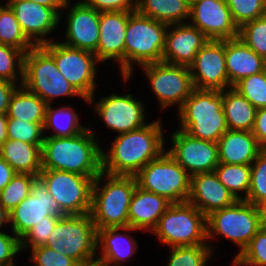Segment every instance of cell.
Masks as SVG:
<instances>
[{
    "label": "cell",
    "mask_w": 266,
    "mask_h": 266,
    "mask_svg": "<svg viewBox=\"0 0 266 266\" xmlns=\"http://www.w3.org/2000/svg\"><path fill=\"white\" fill-rule=\"evenodd\" d=\"M163 131L159 118L136 130L116 135L108 150L102 147V171L111 175L135 176L166 150Z\"/></svg>",
    "instance_id": "cell-1"
},
{
    "label": "cell",
    "mask_w": 266,
    "mask_h": 266,
    "mask_svg": "<svg viewBox=\"0 0 266 266\" xmlns=\"http://www.w3.org/2000/svg\"><path fill=\"white\" fill-rule=\"evenodd\" d=\"M88 126L71 137H44L42 169L67 171L96 178L102 172V146Z\"/></svg>",
    "instance_id": "cell-2"
},
{
    "label": "cell",
    "mask_w": 266,
    "mask_h": 266,
    "mask_svg": "<svg viewBox=\"0 0 266 266\" xmlns=\"http://www.w3.org/2000/svg\"><path fill=\"white\" fill-rule=\"evenodd\" d=\"M136 186L135 176L111 175L102 171L96 177L90 210L96 230L128 226V209Z\"/></svg>",
    "instance_id": "cell-3"
},
{
    "label": "cell",
    "mask_w": 266,
    "mask_h": 266,
    "mask_svg": "<svg viewBox=\"0 0 266 266\" xmlns=\"http://www.w3.org/2000/svg\"><path fill=\"white\" fill-rule=\"evenodd\" d=\"M168 26L137 11L129 16L124 45V77H121L126 83L132 78L135 66L162 61Z\"/></svg>",
    "instance_id": "cell-4"
},
{
    "label": "cell",
    "mask_w": 266,
    "mask_h": 266,
    "mask_svg": "<svg viewBox=\"0 0 266 266\" xmlns=\"http://www.w3.org/2000/svg\"><path fill=\"white\" fill-rule=\"evenodd\" d=\"M177 113L178 128L195 138L217 143L228 130L223 91L194 89Z\"/></svg>",
    "instance_id": "cell-5"
},
{
    "label": "cell",
    "mask_w": 266,
    "mask_h": 266,
    "mask_svg": "<svg viewBox=\"0 0 266 266\" xmlns=\"http://www.w3.org/2000/svg\"><path fill=\"white\" fill-rule=\"evenodd\" d=\"M22 86L43 99L47 105L56 98H75L88 102L57 69L54 58L42 47L34 46L24 55Z\"/></svg>",
    "instance_id": "cell-6"
},
{
    "label": "cell",
    "mask_w": 266,
    "mask_h": 266,
    "mask_svg": "<svg viewBox=\"0 0 266 266\" xmlns=\"http://www.w3.org/2000/svg\"><path fill=\"white\" fill-rule=\"evenodd\" d=\"M206 223L207 243L212 251L215 248L210 241L220 236L238 247L239 251L233 259L263 226L258 206L246 200H237L230 206L211 212L206 216Z\"/></svg>",
    "instance_id": "cell-7"
},
{
    "label": "cell",
    "mask_w": 266,
    "mask_h": 266,
    "mask_svg": "<svg viewBox=\"0 0 266 266\" xmlns=\"http://www.w3.org/2000/svg\"><path fill=\"white\" fill-rule=\"evenodd\" d=\"M45 246L79 265L97 261V230L90 213L61 216Z\"/></svg>",
    "instance_id": "cell-8"
},
{
    "label": "cell",
    "mask_w": 266,
    "mask_h": 266,
    "mask_svg": "<svg viewBox=\"0 0 266 266\" xmlns=\"http://www.w3.org/2000/svg\"><path fill=\"white\" fill-rule=\"evenodd\" d=\"M151 233L170 248L209 245L206 216L187 201L172 203Z\"/></svg>",
    "instance_id": "cell-9"
},
{
    "label": "cell",
    "mask_w": 266,
    "mask_h": 266,
    "mask_svg": "<svg viewBox=\"0 0 266 266\" xmlns=\"http://www.w3.org/2000/svg\"><path fill=\"white\" fill-rule=\"evenodd\" d=\"M144 190L166 197L172 203L186 202L190 192V175L165 150L135 175Z\"/></svg>",
    "instance_id": "cell-10"
},
{
    "label": "cell",
    "mask_w": 266,
    "mask_h": 266,
    "mask_svg": "<svg viewBox=\"0 0 266 266\" xmlns=\"http://www.w3.org/2000/svg\"><path fill=\"white\" fill-rule=\"evenodd\" d=\"M53 58L57 69L86 98L95 96L99 70L96 55L90 51L67 46L59 41L41 45Z\"/></svg>",
    "instance_id": "cell-11"
},
{
    "label": "cell",
    "mask_w": 266,
    "mask_h": 266,
    "mask_svg": "<svg viewBox=\"0 0 266 266\" xmlns=\"http://www.w3.org/2000/svg\"><path fill=\"white\" fill-rule=\"evenodd\" d=\"M140 67L148 78L153 96L163 110L174 105L179 110L195 89L187 66L160 61Z\"/></svg>",
    "instance_id": "cell-12"
},
{
    "label": "cell",
    "mask_w": 266,
    "mask_h": 266,
    "mask_svg": "<svg viewBox=\"0 0 266 266\" xmlns=\"http://www.w3.org/2000/svg\"><path fill=\"white\" fill-rule=\"evenodd\" d=\"M39 177L66 215L90 213L92 187L96 178L53 169H42Z\"/></svg>",
    "instance_id": "cell-13"
},
{
    "label": "cell",
    "mask_w": 266,
    "mask_h": 266,
    "mask_svg": "<svg viewBox=\"0 0 266 266\" xmlns=\"http://www.w3.org/2000/svg\"><path fill=\"white\" fill-rule=\"evenodd\" d=\"M93 99L95 100V96L88 98V105H94L97 118L99 117L101 122L104 121L106 128L115 131L117 135L148 124L145 104L139 98H134L132 93L118 95L114 92L98 98V101Z\"/></svg>",
    "instance_id": "cell-14"
},
{
    "label": "cell",
    "mask_w": 266,
    "mask_h": 266,
    "mask_svg": "<svg viewBox=\"0 0 266 266\" xmlns=\"http://www.w3.org/2000/svg\"><path fill=\"white\" fill-rule=\"evenodd\" d=\"M49 215L65 216L59 204L53 199L44 181L38 176L31 185V193L9 212V229L21 239L35 225Z\"/></svg>",
    "instance_id": "cell-15"
},
{
    "label": "cell",
    "mask_w": 266,
    "mask_h": 266,
    "mask_svg": "<svg viewBox=\"0 0 266 266\" xmlns=\"http://www.w3.org/2000/svg\"><path fill=\"white\" fill-rule=\"evenodd\" d=\"M172 147L166 151L192 176L215 171L219 165L217 143L195 138L176 129L170 135Z\"/></svg>",
    "instance_id": "cell-16"
},
{
    "label": "cell",
    "mask_w": 266,
    "mask_h": 266,
    "mask_svg": "<svg viewBox=\"0 0 266 266\" xmlns=\"http://www.w3.org/2000/svg\"><path fill=\"white\" fill-rule=\"evenodd\" d=\"M189 69L195 89L222 92L232 88L225 64V40H208Z\"/></svg>",
    "instance_id": "cell-17"
},
{
    "label": "cell",
    "mask_w": 266,
    "mask_h": 266,
    "mask_svg": "<svg viewBox=\"0 0 266 266\" xmlns=\"http://www.w3.org/2000/svg\"><path fill=\"white\" fill-rule=\"evenodd\" d=\"M189 21L190 25L198 28L209 40L239 37V27L224 0H196L190 6Z\"/></svg>",
    "instance_id": "cell-18"
},
{
    "label": "cell",
    "mask_w": 266,
    "mask_h": 266,
    "mask_svg": "<svg viewBox=\"0 0 266 266\" xmlns=\"http://www.w3.org/2000/svg\"><path fill=\"white\" fill-rule=\"evenodd\" d=\"M67 0L65 9H68L66 27L62 43L81 50L95 53L99 41L100 12L90 7L84 0H78L70 4ZM71 6V7H70Z\"/></svg>",
    "instance_id": "cell-19"
},
{
    "label": "cell",
    "mask_w": 266,
    "mask_h": 266,
    "mask_svg": "<svg viewBox=\"0 0 266 266\" xmlns=\"http://www.w3.org/2000/svg\"><path fill=\"white\" fill-rule=\"evenodd\" d=\"M6 3L14 11L23 33L35 46L56 40L49 34L62 23L60 14L54 8L27 0H6Z\"/></svg>",
    "instance_id": "cell-20"
},
{
    "label": "cell",
    "mask_w": 266,
    "mask_h": 266,
    "mask_svg": "<svg viewBox=\"0 0 266 266\" xmlns=\"http://www.w3.org/2000/svg\"><path fill=\"white\" fill-rule=\"evenodd\" d=\"M133 12H100L99 41L94 53L100 63L114 61L119 64L121 77H124V45L129 16Z\"/></svg>",
    "instance_id": "cell-21"
},
{
    "label": "cell",
    "mask_w": 266,
    "mask_h": 266,
    "mask_svg": "<svg viewBox=\"0 0 266 266\" xmlns=\"http://www.w3.org/2000/svg\"><path fill=\"white\" fill-rule=\"evenodd\" d=\"M209 39L189 23L171 24L165 36L162 61L189 67Z\"/></svg>",
    "instance_id": "cell-22"
},
{
    "label": "cell",
    "mask_w": 266,
    "mask_h": 266,
    "mask_svg": "<svg viewBox=\"0 0 266 266\" xmlns=\"http://www.w3.org/2000/svg\"><path fill=\"white\" fill-rule=\"evenodd\" d=\"M134 231L140 230L131 226L98 229L97 262L102 266H125L124 264L128 263L139 246L137 240L131 235Z\"/></svg>",
    "instance_id": "cell-23"
},
{
    "label": "cell",
    "mask_w": 266,
    "mask_h": 266,
    "mask_svg": "<svg viewBox=\"0 0 266 266\" xmlns=\"http://www.w3.org/2000/svg\"><path fill=\"white\" fill-rule=\"evenodd\" d=\"M236 201L234 195L220 182L215 171L190 176L187 202L194 205L205 216L230 206Z\"/></svg>",
    "instance_id": "cell-24"
},
{
    "label": "cell",
    "mask_w": 266,
    "mask_h": 266,
    "mask_svg": "<svg viewBox=\"0 0 266 266\" xmlns=\"http://www.w3.org/2000/svg\"><path fill=\"white\" fill-rule=\"evenodd\" d=\"M172 204L166 197L136 186L128 209V226L152 232L160 217Z\"/></svg>",
    "instance_id": "cell-25"
},
{
    "label": "cell",
    "mask_w": 266,
    "mask_h": 266,
    "mask_svg": "<svg viewBox=\"0 0 266 266\" xmlns=\"http://www.w3.org/2000/svg\"><path fill=\"white\" fill-rule=\"evenodd\" d=\"M225 64L231 87L248 76L266 70V59L254 52L239 37L225 40Z\"/></svg>",
    "instance_id": "cell-26"
},
{
    "label": "cell",
    "mask_w": 266,
    "mask_h": 266,
    "mask_svg": "<svg viewBox=\"0 0 266 266\" xmlns=\"http://www.w3.org/2000/svg\"><path fill=\"white\" fill-rule=\"evenodd\" d=\"M219 163L251 165L264 149L251 131L227 130L217 141Z\"/></svg>",
    "instance_id": "cell-27"
},
{
    "label": "cell",
    "mask_w": 266,
    "mask_h": 266,
    "mask_svg": "<svg viewBox=\"0 0 266 266\" xmlns=\"http://www.w3.org/2000/svg\"><path fill=\"white\" fill-rule=\"evenodd\" d=\"M42 145L30 144L15 139H7L0 146V156L16 173L39 176L42 171Z\"/></svg>",
    "instance_id": "cell-28"
},
{
    "label": "cell",
    "mask_w": 266,
    "mask_h": 266,
    "mask_svg": "<svg viewBox=\"0 0 266 266\" xmlns=\"http://www.w3.org/2000/svg\"><path fill=\"white\" fill-rule=\"evenodd\" d=\"M256 110L235 88L223 90V111L228 130L252 131Z\"/></svg>",
    "instance_id": "cell-29"
},
{
    "label": "cell",
    "mask_w": 266,
    "mask_h": 266,
    "mask_svg": "<svg viewBox=\"0 0 266 266\" xmlns=\"http://www.w3.org/2000/svg\"><path fill=\"white\" fill-rule=\"evenodd\" d=\"M53 104L46 107L45 120L43 124L44 137H71L83 132L88 125L80 123V117L71 105H61L53 108ZM51 129V130H50ZM52 131L51 134L45 133Z\"/></svg>",
    "instance_id": "cell-30"
},
{
    "label": "cell",
    "mask_w": 266,
    "mask_h": 266,
    "mask_svg": "<svg viewBox=\"0 0 266 266\" xmlns=\"http://www.w3.org/2000/svg\"><path fill=\"white\" fill-rule=\"evenodd\" d=\"M136 11L167 25L188 23L190 17V6L182 0H137Z\"/></svg>",
    "instance_id": "cell-31"
},
{
    "label": "cell",
    "mask_w": 266,
    "mask_h": 266,
    "mask_svg": "<svg viewBox=\"0 0 266 266\" xmlns=\"http://www.w3.org/2000/svg\"><path fill=\"white\" fill-rule=\"evenodd\" d=\"M47 104L22 85L11 96L7 117L32 123H44Z\"/></svg>",
    "instance_id": "cell-32"
},
{
    "label": "cell",
    "mask_w": 266,
    "mask_h": 266,
    "mask_svg": "<svg viewBox=\"0 0 266 266\" xmlns=\"http://www.w3.org/2000/svg\"><path fill=\"white\" fill-rule=\"evenodd\" d=\"M220 182L237 200H246L251 179V165L219 163L215 169Z\"/></svg>",
    "instance_id": "cell-33"
},
{
    "label": "cell",
    "mask_w": 266,
    "mask_h": 266,
    "mask_svg": "<svg viewBox=\"0 0 266 266\" xmlns=\"http://www.w3.org/2000/svg\"><path fill=\"white\" fill-rule=\"evenodd\" d=\"M0 44L23 50L25 53L35 45L23 33L14 11L4 2L0 3Z\"/></svg>",
    "instance_id": "cell-34"
},
{
    "label": "cell",
    "mask_w": 266,
    "mask_h": 266,
    "mask_svg": "<svg viewBox=\"0 0 266 266\" xmlns=\"http://www.w3.org/2000/svg\"><path fill=\"white\" fill-rule=\"evenodd\" d=\"M168 253L166 266H207L214 254L210 245L171 247Z\"/></svg>",
    "instance_id": "cell-35"
},
{
    "label": "cell",
    "mask_w": 266,
    "mask_h": 266,
    "mask_svg": "<svg viewBox=\"0 0 266 266\" xmlns=\"http://www.w3.org/2000/svg\"><path fill=\"white\" fill-rule=\"evenodd\" d=\"M36 177L32 174L16 173L0 191V205L11 212L31 193V185Z\"/></svg>",
    "instance_id": "cell-36"
},
{
    "label": "cell",
    "mask_w": 266,
    "mask_h": 266,
    "mask_svg": "<svg viewBox=\"0 0 266 266\" xmlns=\"http://www.w3.org/2000/svg\"><path fill=\"white\" fill-rule=\"evenodd\" d=\"M24 55L23 50L0 44V79L22 84Z\"/></svg>",
    "instance_id": "cell-37"
},
{
    "label": "cell",
    "mask_w": 266,
    "mask_h": 266,
    "mask_svg": "<svg viewBox=\"0 0 266 266\" xmlns=\"http://www.w3.org/2000/svg\"><path fill=\"white\" fill-rule=\"evenodd\" d=\"M231 266H266V226H262L249 244L232 259Z\"/></svg>",
    "instance_id": "cell-38"
},
{
    "label": "cell",
    "mask_w": 266,
    "mask_h": 266,
    "mask_svg": "<svg viewBox=\"0 0 266 266\" xmlns=\"http://www.w3.org/2000/svg\"><path fill=\"white\" fill-rule=\"evenodd\" d=\"M233 88L256 109L266 108V70L242 79Z\"/></svg>",
    "instance_id": "cell-39"
},
{
    "label": "cell",
    "mask_w": 266,
    "mask_h": 266,
    "mask_svg": "<svg viewBox=\"0 0 266 266\" xmlns=\"http://www.w3.org/2000/svg\"><path fill=\"white\" fill-rule=\"evenodd\" d=\"M239 38L266 59V15L243 24L239 28Z\"/></svg>",
    "instance_id": "cell-40"
},
{
    "label": "cell",
    "mask_w": 266,
    "mask_h": 266,
    "mask_svg": "<svg viewBox=\"0 0 266 266\" xmlns=\"http://www.w3.org/2000/svg\"><path fill=\"white\" fill-rule=\"evenodd\" d=\"M266 199V150L251 164L250 188L246 201L258 206Z\"/></svg>",
    "instance_id": "cell-41"
},
{
    "label": "cell",
    "mask_w": 266,
    "mask_h": 266,
    "mask_svg": "<svg viewBox=\"0 0 266 266\" xmlns=\"http://www.w3.org/2000/svg\"><path fill=\"white\" fill-rule=\"evenodd\" d=\"M240 28L246 22L266 15V0H224Z\"/></svg>",
    "instance_id": "cell-42"
},
{
    "label": "cell",
    "mask_w": 266,
    "mask_h": 266,
    "mask_svg": "<svg viewBox=\"0 0 266 266\" xmlns=\"http://www.w3.org/2000/svg\"><path fill=\"white\" fill-rule=\"evenodd\" d=\"M44 123L25 122L19 119L8 118V139L20 140L35 145H42L44 141Z\"/></svg>",
    "instance_id": "cell-43"
},
{
    "label": "cell",
    "mask_w": 266,
    "mask_h": 266,
    "mask_svg": "<svg viewBox=\"0 0 266 266\" xmlns=\"http://www.w3.org/2000/svg\"><path fill=\"white\" fill-rule=\"evenodd\" d=\"M59 215H49L35 225L26 235H24L21 241V251L25 249H34L39 246H44L50 234L53 232L54 226L60 219Z\"/></svg>",
    "instance_id": "cell-44"
},
{
    "label": "cell",
    "mask_w": 266,
    "mask_h": 266,
    "mask_svg": "<svg viewBox=\"0 0 266 266\" xmlns=\"http://www.w3.org/2000/svg\"><path fill=\"white\" fill-rule=\"evenodd\" d=\"M29 250L30 260L35 266H80L74 259L45 245Z\"/></svg>",
    "instance_id": "cell-45"
},
{
    "label": "cell",
    "mask_w": 266,
    "mask_h": 266,
    "mask_svg": "<svg viewBox=\"0 0 266 266\" xmlns=\"http://www.w3.org/2000/svg\"><path fill=\"white\" fill-rule=\"evenodd\" d=\"M0 232V266H15V257L21 253V241L11 232Z\"/></svg>",
    "instance_id": "cell-46"
},
{
    "label": "cell",
    "mask_w": 266,
    "mask_h": 266,
    "mask_svg": "<svg viewBox=\"0 0 266 266\" xmlns=\"http://www.w3.org/2000/svg\"><path fill=\"white\" fill-rule=\"evenodd\" d=\"M98 12L126 11L135 12L137 0H84Z\"/></svg>",
    "instance_id": "cell-47"
},
{
    "label": "cell",
    "mask_w": 266,
    "mask_h": 266,
    "mask_svg": "<svg viewBox=\"0 0 266 266\" xmlns=\"http://www.w3.org/2000/svg\"><path fill=\"white\" fill-rule=\"evenodd\" d=\"M251 132L258 143L264 148L266 146V108L256 110L255 121Z\"/></svg>",
    "instance_id": "cell-48"
},
{
    "label": "cell",
    "mask_w": 266,
    "mask_h": 266,
    "mask_svg": "<svg viewBox=\"0 0 266 266\" xmlns=\"http://www.w3.org/2000/svg\"><path fill=\"white\" fill-rule=\"evenodd\" d=\"M21 85L0 79V114H7L11 96Z\"/></svg>",
    "instance_id": "cell-49"
},
{
    "label": "cell",
    "mask_w": 266,
    "mask_h": 266,
    "mask_svg": "<svg viewBox=\"0 0 266 266\" xmlns=\"http://www.w3.org/2000/svg\"><path fill=\"white\" fill-rule=\"evenodd\" d=\"M15 174L14 169L0 156V191L12 180Z\"/></svg>",
    "instance_id": "cell-50"
},
{
    "label": "cell",
    "mask_w": 266,
    "mask_h": 266,
    "mask_svg": "<svg viewBox=\"0 0 266 266\" xmlns=\"http://www.w3.org/2000/svg\"><path fill=\"white\" fill-rule=\"evenodd\" d=\"M27 1L36 2V3L41 4L43 6L54 8L60 14V22L63 18L62 16L64 15L63 8L65 7V4L67 2V0H27Z\"/></svg>",
    "instance_id": "cell-51"
},
{
    "label": "cell",
    "mask_w": 266,
    "mask_h": 266,
    "mask_svg": "<svg viewBox=\"0 0 266 266\" xmlns=\"http://www.w3.org/2000/svg\"><path fill=\"white\" fill-rule=\"evenodd\" d=\"M7 122V114H0V146L8 139Z\"/></svg>",
    "instance_id": "cell-52"
},
{
    "label": "cell",
    "mask_w": 266,
    "mask_h": 266,
    "mask_svg": "<svg viewBox=\"0 0 266 266\" xmlns=\"http://www.w3.org/2000/svg\"><path fill=\"white\" fill-rule=\"evenodd\" d=\"M6 224H9V212L0 205V232L2 228L7 227Z\"/></svg>",
    "instance_id": "cell-53"
},
{
    "label": "cell",
    "mask_w": 266,
    "mask_h": 266,
    "mask_svg": "<svg viewBox=\"0 0 266 266\" xmlns=\"http://www.w3.org/2000/svg\"><path fill=\"white\" fill-rule=\"evenodd\" d=\"M258 209L261 216V221L264 226H266V199H264L259 205Z\"/></svg>",
    "instance_id": "cell-54"
},
{
    "label": "cell",
    "mask_w": 266,
    "mask_h": 266,
    "mask_svg": "<svg viewBox=\"0 0 266 266\" xmlns=\"http://www.w3.org/2000/svg\"><path fill=\"white\" fill-rule=\"evenodd\" d=\"M80 266H102L99 262H93V263H90V264H86V265H80Z\"/></svg>",
    "instance_id": "cell-55"
},
{
    "label": "cell",
    "mask_w": 266,
    "mask_h": 266,
    "mask_svg": "<svg viewBox=\"0 0 266 266\" xmlns=\"http://www.w3.org/2000/svg\"><path fill=\"white\" fill-rule=\"evenodd\" d=\"M182 1L191 6L196 0H182Z\"/></svg>",
    "instance_id": "cell-56"
}]
</instances>
